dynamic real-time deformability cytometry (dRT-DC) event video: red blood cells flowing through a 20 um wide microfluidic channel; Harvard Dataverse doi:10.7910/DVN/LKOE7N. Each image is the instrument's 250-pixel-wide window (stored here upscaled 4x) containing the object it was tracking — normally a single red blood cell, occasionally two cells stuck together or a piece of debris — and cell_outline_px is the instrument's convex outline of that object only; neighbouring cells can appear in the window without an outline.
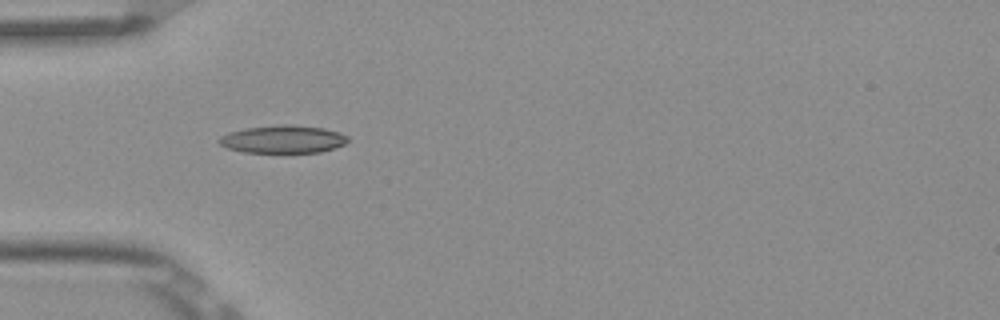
{"species": "Egyptian fruit bat (a non-hibernating species)", "species_latin": "Rousettus aegyptiacus", "temperature_condition": "room temperature", "stored_images_in_passage": 5, "camera_frame_rate_fps": 3000, "um_per_image_px": 0.085, "frame": {"image": 1, "passage_image": 4, "time_ms": 1.0, "image_size_px": [1000, 320], "cell_outline_px": [[348, 140], [344, 144], [320, 152], [244, 152], [228, 148], [220, 144], [216, 140], [220, 136], [228, 132], [244, 128], [280, 124], [292, 124], [324, 128], [348, 136]], "centroid_in_image_um": [24.0, 11.82], "position_along_channel_um": 61.0, "area_um2": 20.81}}
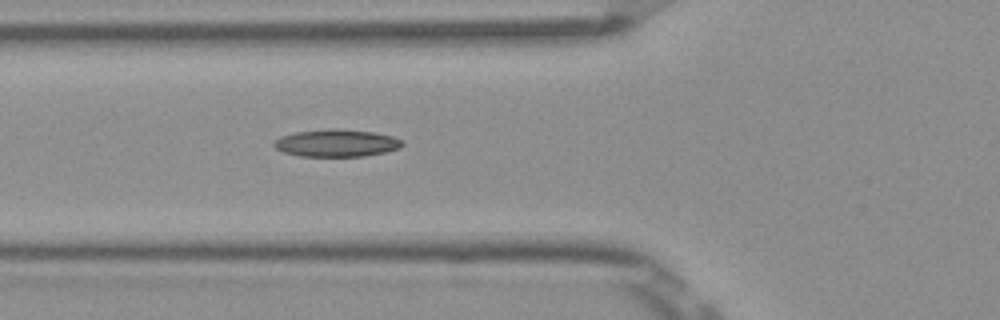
{"frame": {"image": 2, "passage_image": 5, "time_ms": 1.333, "image_size_px": [1000, 320], "cell_outline_px": [[404, 144], [400, 148], [384, 152], [364, 156], [300, 156], [284, 152], [276, 148], [272, 144], [280, 136], [296, 132], [328, 128], [340, 128], [372, 132], [392, 136], [404, 140]], "centroid_in_image_um": [28.62, 12.15], "position_along_channel_um": 97.2, "area_um2": 20.52}}